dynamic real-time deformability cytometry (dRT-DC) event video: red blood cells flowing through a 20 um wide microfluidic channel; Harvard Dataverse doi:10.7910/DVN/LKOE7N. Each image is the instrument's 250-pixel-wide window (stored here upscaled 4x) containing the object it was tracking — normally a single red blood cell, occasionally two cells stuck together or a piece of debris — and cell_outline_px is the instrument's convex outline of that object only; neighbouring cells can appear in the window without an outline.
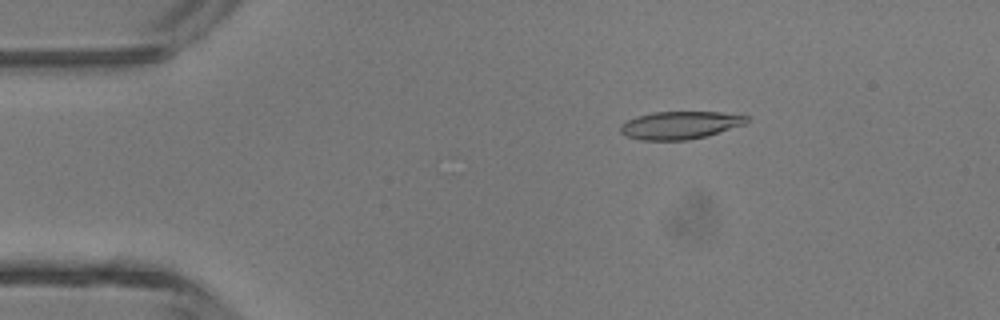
{"species": "common noctule bat (a hibernating species)", "species_latin": "Nyctalus noctula", "temperature_condition": "room temperature", "stored_images_in_passage": 2, "camera_frame_rate_fps": 3000, "um_per_image_px": 0.085, "animal": {"sex": "male", "body_mass_g": 13.3}, "frame": {"image": 1, "passage_image": 1, "time_ms": 0.0, "image_size_px": [1000, 320], "cell_outline_px": [[748, 120], [744, 124], [704, 136], [688, 140], [640, 140], [628, 136], [620, 132], [620, 124], [636, 116], [652, 112], [720, 112], [748, 116]], "centroid_in_image_um": [57.75, 10.63], "position_along_channel_um": 27.2, "area_um2": 20.17}}